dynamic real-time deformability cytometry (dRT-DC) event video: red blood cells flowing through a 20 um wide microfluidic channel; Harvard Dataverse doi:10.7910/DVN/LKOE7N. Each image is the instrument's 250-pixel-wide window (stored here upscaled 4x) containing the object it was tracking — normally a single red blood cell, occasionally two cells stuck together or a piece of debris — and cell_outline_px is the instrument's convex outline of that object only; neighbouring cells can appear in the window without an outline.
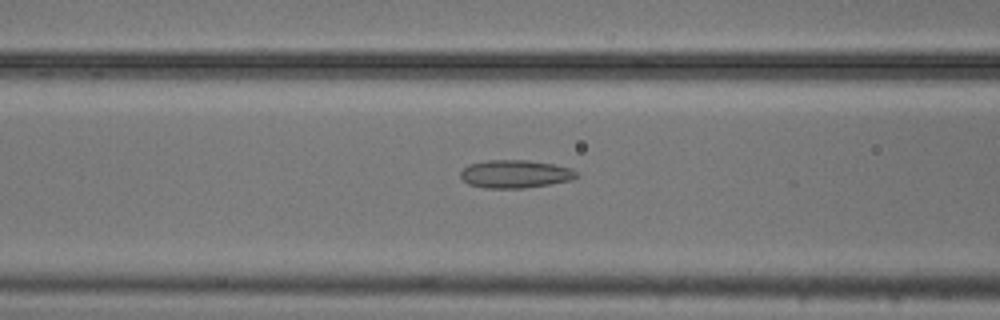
{"species": "common noctule bat (a hibernating species)", "species_latin": "Nyctalus noctula", "temperature_condition": "cold", "stored_images_in_passage": 19, "camera_frame_rate_fps": 3000, "um_per_image_px": 0.085, "animal": {"sex": "male", "body_mass_g": 20.5, "forearm_length_mm": 52.5}, "frame": {"image": 1, "passage_image": 19, "time_ms": 6.0, "image_size_px": [1000, 320], "cell_outline_px": [[580, 176], [572, 180], [552, 184], [524, 188], [484, 188], [468, 184], [460, 176], [460, 172], [468, 164], [484, 160], [528, 160], [556, 164], [572, 168]], "centroid_in_image_um": [43.82, 14.78], "position_along_channel_um": 122.8, "area_um2": 19.25}}